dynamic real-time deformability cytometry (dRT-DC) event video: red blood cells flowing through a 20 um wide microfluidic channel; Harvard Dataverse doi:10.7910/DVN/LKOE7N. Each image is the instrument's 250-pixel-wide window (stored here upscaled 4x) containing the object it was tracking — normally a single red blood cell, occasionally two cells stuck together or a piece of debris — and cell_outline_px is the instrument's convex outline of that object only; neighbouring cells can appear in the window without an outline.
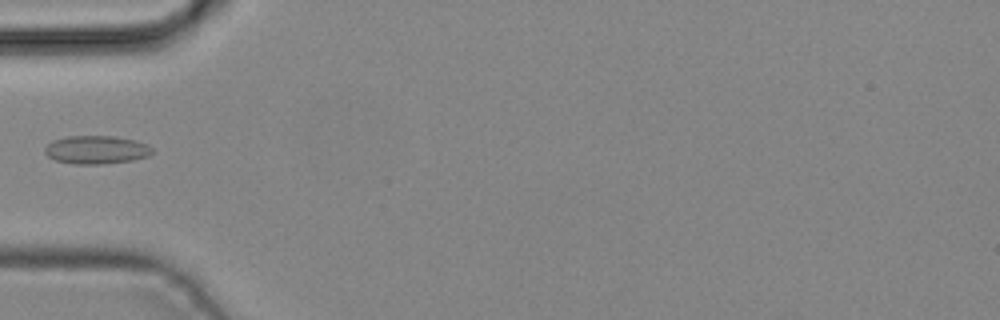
{"species": "common noctule bat (a hibernating species)", "species_latin": "Nyctalus noctula", "temperature_condition": "cold", "stored_images_in_passage": 1, "camera_frame_rate_fps": 3000, "um_per_image_px": 0.085, "animal": {"sex": "male", "body_mass_g": 19.2, "forearm_length_mm": 51.8}, "frame": {"image": 1, "passage_image": 1, "time_ms": 0.0, "image_size_px": [1000, 320], "cell_outline_px": [[152, 152], [148, 156], [132, 160], [100, 164], [72, 164], [56, 160], [48, 156], [44, 152], [44, 148], [52, 140], [68, 136], [116, 136], [136, 140], [148, 144], [152, 148]], "centroid_in_image_um": [8.18, 12.72], "position_along_channel_um": 76.8, "area_um2": 17.74}}